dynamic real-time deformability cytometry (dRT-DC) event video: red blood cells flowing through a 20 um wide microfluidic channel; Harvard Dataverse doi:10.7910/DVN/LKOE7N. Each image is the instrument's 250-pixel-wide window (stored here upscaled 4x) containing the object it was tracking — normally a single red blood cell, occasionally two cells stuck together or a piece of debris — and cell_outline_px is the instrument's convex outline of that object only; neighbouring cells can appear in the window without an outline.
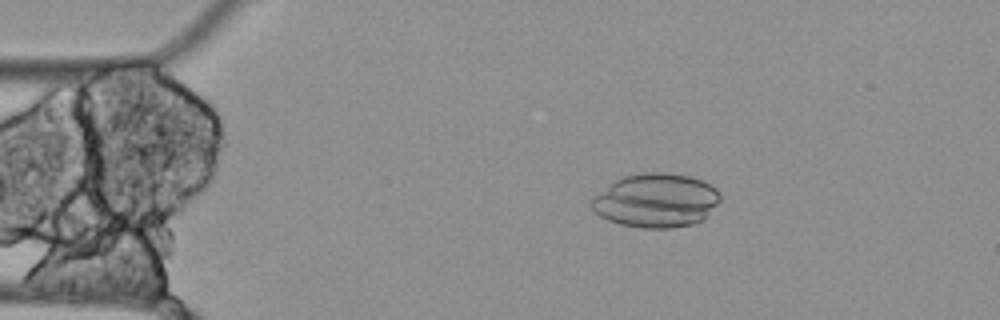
{"species": "Egyptian fruit bat (a non-hibernating species)", "species_latin": "Rousettus aegyptiacus", "temperature_condition": "cold", "stored_images_in_passage": 56, "camera_frame_rate_fps": 3000, "um_per_image_px": 0.085, "animal": {"sex": "female"}, "frame": {"image": 1, "passage_image": 10, "time_ms": 3.0, "image_size_px": [1000, 320], "cell_outline_px": [[720, 200], [708, 216], [704, 220], [696, 224], [672, 228], [640, 228], [620, 224], [608, 220], [600, 216], [588, 204], [592, 196], [612, 180], [624, 176], [640, 172], [668, 172], [688, 176], [704, 180], [716, 188], [720, 192]], "centroid_in_image_um": [55.74, 17.03], "position_along_channel_um": 29.3, "area_um2": 41.33}}
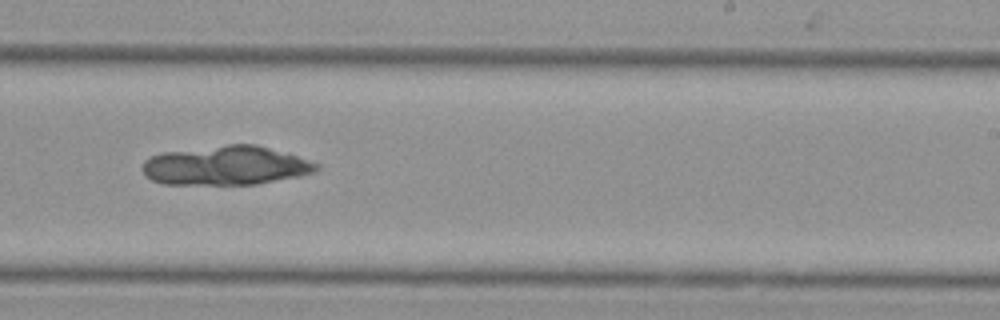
{"frame": {"image": 2, "passage_image": 34, "time_ms": 11.0, "image_size_px": [1000, 320], "cell_outline_px": [[320, 168], [316, 172], [300, 176], [256, 184], [164, 184], [152, 180], [144, 176], [140, 168], [144, 160], [152, 156], [164, 152], [228, 144], [256, 144], [296, 156], [320, 164]], "centroid_in_image_um": [19.18, 14.08], "position_along_channel_um": 269.8, "area_um2": 39.71}}
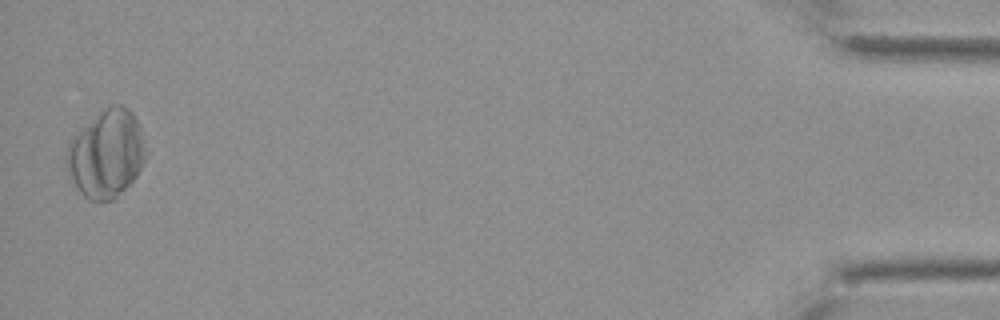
{"frame": {"image": 3, "passage_image": 55, "time_ms": 18.0, "image_size_px": [1000, 320], "cell_outline_px": [[144, 160], [136, 176], [116, 200], [88, 200], [80, 192], [68, 176], [64, 164], [68, 144], [72, 136], [108, 104], [120, 104], [128, 108], [132, 112], [140, 128], [144, 156]], "centroid_in_image_um": [8.98, 13.08], "position_along_channel_um": 426.2, "area_um2": 40.46}}